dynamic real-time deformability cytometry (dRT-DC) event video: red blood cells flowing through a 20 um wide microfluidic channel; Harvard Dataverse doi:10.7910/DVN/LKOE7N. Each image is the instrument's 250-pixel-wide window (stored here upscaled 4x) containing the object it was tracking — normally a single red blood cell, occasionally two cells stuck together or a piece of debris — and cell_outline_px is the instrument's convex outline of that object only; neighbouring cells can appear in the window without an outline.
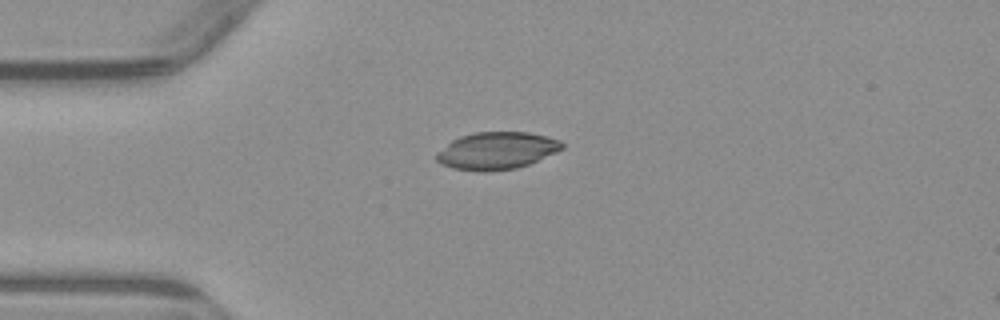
{"species": "common noctule bat (a hibernating species)", "species_latin": "Nyctalus noctula", "temperature_condition": "warm", "stored_images_in_passage": 3, "camera_frame_rate_fps": 3000, "um_per_image_px": 0.085, "animal": {"sex": "male", "body_mass_g": 23.1, "forearm_length_mm": 52.7}, "frame": {"image": 1, "passage_image": 1, "time_ms": 0.0, "image_size_px": [1000, 320], "cell_outline_px": [[564, 148], [556, 152], [528, 164], [516, 168], [488, 172], [480, 172], [452, 168], [440, 164], [436, 160], [436, 152], [452, 140], [460, 136], [476, 132], [528, 132], [548, 136], [560, 140], [564, 144]], "centroid_in_image_um": [42.2, 12.81], "position_along_channel_um": 42.8, "area_um2": 27.46}}
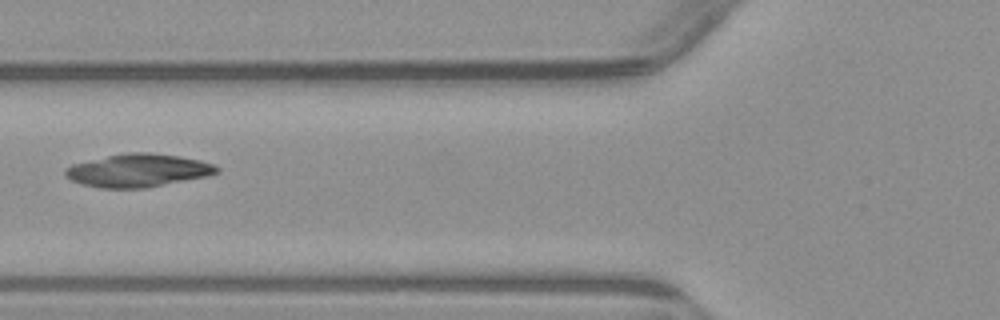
{"frame": {"image": 2, "passage_image": 3, "time_ms": 2.333, "image_size_px": [1000, 320], "cell_outline_px": [[220, 172], [204, 176], [144, 188], [100, 188], [84, 184], [72, 180], [64, 176], [64, 168], [72, 164], [108, 156], [128, 152], [148, 152], [180, 156], [200, 160], [212, 164], [220, 168]], "centroid_in_image_um": [11.71, 14.48], "position_along_channel_um": 114.1, "area_um2": 28.84}}